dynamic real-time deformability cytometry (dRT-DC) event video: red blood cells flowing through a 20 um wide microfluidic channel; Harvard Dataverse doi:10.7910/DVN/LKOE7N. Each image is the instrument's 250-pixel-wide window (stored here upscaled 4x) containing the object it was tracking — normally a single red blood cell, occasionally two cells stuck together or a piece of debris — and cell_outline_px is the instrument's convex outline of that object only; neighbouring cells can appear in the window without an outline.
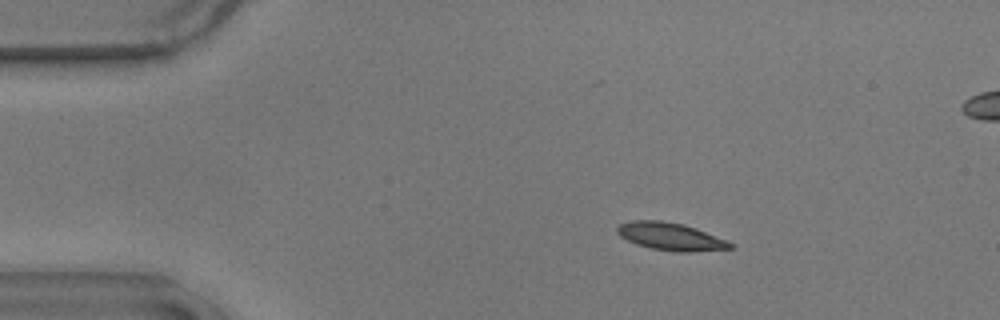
{"species": "common noctule bat (a hibernating species)", "species_latin": "Nyctalus noctula", "temperature_condition": "warm", "stored_images_in_passage": 23, "camera_frame_rate_fps": 3000, "um_per_image_px": 0.085, "animal": {"sex": "male", "body_mass_g": 17.9}, "frame": {"image": 1, "passage_image": 1, "time_ms": 0.0, "image_size_px": [1000, 320], "cell_outline_px": [[736, 248], [692, 252], [676, 252], [652, 248], [636, 244], [620, 236], [616, 232], [616, 228], [620, 224], [632, 220], [660, 220], [684, 224], [696, 228], [728, 240]], "centroid_in_image_um": [57.03, 20.1], "position_along_channel_um": 28.0, "area_um2": 18.32}}
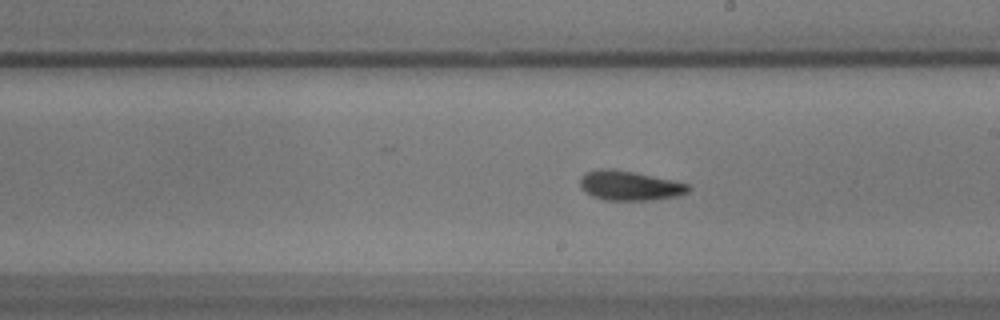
{"frame": {"image": 2, "passage_image": 23, "time_ms": 7.333, "image_size_px": [1000, 320], "cell_outline_px": [[692, 188], [688, 192], [676, 196], [652, 200], [604, 200], [592, 196], [580, 188], [580, 176], [584, 172], [600, 168], [612, 168], [692, 184]], "centroid_in_image_um": [53.5, 15.77], "position_along_channel_um": 235.5, "area_um2": 18.84}}